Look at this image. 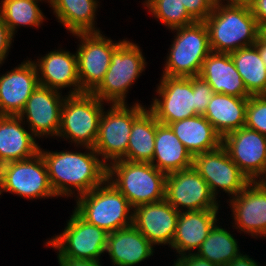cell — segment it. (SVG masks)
Instances as JSON below:
<instances>
[{
  "label": "cell",
  "mask_w": 266,
  "mask_h": 266,
  "mask_svg": "<svg viewBox=\"0 0 266 266\" xmlns=\"http://www.w3.org/2000/svg\"><path fill=\"white\" fill-rule=\"evenodd\" d=\"M2 192L14 193L28 199L57 197L39 152L32 158L0 166V195Z\"/></svg>",
  "instance_id": "cell-11"
},
{
  "label": "cell",
  "mask_w": 266,
  "mask_h": 266,
  "mask_svg": "<svg viewBox=\"0 0 266 266\" xmlns=\"http://www.w3.org/2000/svg\"><path fill=\"white\" fill-rule=\"evenodd\" d=\"M13 35L8 29L7 25L0 16V65L4 63V60L8 56L9 48L11 46Z\"/></svg>",
  "instance_id": "cell-36"
},
{
  "label": "cell",
  "mask_w": 266,
  "mask_h": 266,
  "mask_svg": "<svg viewBox=\"0 0 266 266\" xmlns=\"http://www.w3.org/2000/svg\"><path fill=\"white\" fill-rule=\"evenodd\" d=\"M60 266H102L99 260L58 258Z\"/></svg>",
  "instance_id": "cell-39"
},
{
  "label": "cell",
  "mask_w": 266,
  "mask_h": 266,
  "mask_svg": "<svg viewBox=\"0 0 266 266\" xmlns=\"http://www.w3.org/2000/svg\"><path fill=\"white\" fill-rule=\"evenodd\" d=\"M262 176V177H261ZM264 177V178H263ZM256 182L264 187H266V167L263 171V173L260 175L259 180H256Z\"/></svg>",
  "instance_id": "cell-44"
},
{
  "label": "cell",
  "mask_w": 266,
  "mask_h": 266,
  "mask_svg": "<svg viewBox=\"0 0 266 266\" xmlns=\"http://www.w3.org/2000/svg\"><path fill=\"white\" fill-rule=\"evenodd\" d=\"M177 32H176V31ZM176 32L162 76H199L203 61L212 52L209 33L204 21L171 29Z\"/></svg>",
  "instance_id": "cell-6"
},
{
  "label": "cell",
  "mask_w": 266,
  "mask_h": 266,
  "mask_svg": "<svg viewBox=\"0 0 266 266\" xmlns=\"http://www.w3.org/2000/svg\"><path fill=\"white\" fill-rule=\"evenodd\" d=\"M218 2L226 1L224 2L226 5H231V6H246V7H251L255 0H216Z\"/></svg>",
  "instance_id": "cell-41"
},
{
  "label": "cell",
  "mask_w": 266,
  "mask_h": 266,
  "mask_svg": "<svg viewBox=\"0 0 266 266\" xmlns=\"http://www.w3.org/2000/svg\"><path fill=\"white\" fill-rule=\"evenodd\" d=\"M151 164L166 174L193 166V156L180 142L170 126L162 124L158 120Z\"/></svg>",
  "instance_id": "cell-26"
},
{
  "label": "cell",
  "mask_w": 266,
  "mask_h": 266,
  "mask_svg": "<svg viewBox=\"0 0 266 266\" xmlns=\"http://www.w3.org/2000/svg\"><path fill=\"white\" fill-rule=\"evenodd\" d=\"M112 104L103 111L99 121L98 136L94 150L108 165L117 160H126L129 137L133 121L146 109L140 103Z\"/></svg>",
  "instance_id": "cell-9"
},
{
  "label": "cell",
  "mask_w": 266,
  "mask_h": 266,
  "mask_svg": "<svg viewBox=\"0 0 266 266\" xmlns=\"http://www.w3.org/2000/svg\"><path fill=\"white\" fill-rule=\"evenodd\" d=\"M258 37L266 42V23H261L259 24V32H258Z\"/></svg>",
  "instance_id": "cell-43"
},
{
  "label": "cell",
  "mask_w": 266,
  "mask_h": 266,
  "mask_svg": "<svg viewBox=\"0 0 266 266\" xmlns=\"http://www.w3.org/2000/svg\"><path fill=\"white\" fill-rule=\"evenodd\" d=\"M58 22L72 34L100 32L95 28L97 0H50Z\"/></svg>",
  "instance_id": "cell-28"
},
{
  "label": "cell",
  "mask_w": 266,
  "mask_h": 266,
  "mask_svg": "<svg viewBox=\"0 0 266 266\" xmlns=\"http://www.w3.org/2000/svg\"><path fill=\"white\" fill-rule=\"evenodd\" d=\"M156 128L157 119L153 112L146 108L133 121L126 153L127 161L151 163L154 155Z\"/></svg>",
  "instance_id": "cell-29"
},
{
  "label": "cell",
  "mask_w": 266,
  "mask_h": 266,
  "mask_svg": "<svg viewBox=\"0 0 266 266\" xmlns=\"http://www.w3.org/2000/svg\"><path fill=\"white\" fill-rule=\"evenodd\" d=\"M0 76V115L18 116L39 85L36 65L26 60Z\"/></svg>",
  "instance_id": "cell-19"
},
{
  "label": "cell",
  "mask_w": 266,
  "mask_h": 266,
  "mask_svg": "<svg viewBox=\"0 0 266 266\" xmlns=\"http://www.w3.org/2000/svg\"><path fill=\"white\" fill-rule=\"evenodd\" d=\"M166 175L151 163L117 160L107 165V180L133 208L164 200Z\"/></svg>",
  "instance_id": "cell-4"
},
{
  "label": "cell",
  "mask_w": 266,
  "mask_h": 266,
  "mask_svg": "<svg viewBox=\"0 0 266 266\" xmlns=\"http://www.w3.org/2000/svg\"><path fill=\"white\" fill-rule=\"evenodd\" d=\"M199 76L214 93H223L238 98H249L241 75L235 68L230 53L211 52L203 61Z\"/></svg>",
  "instance_id": "cell-22"
},
{
  "label": "cell",
  "mask_w": 266,
  "mask_h": 266,
  "mask_svg": "<svg viewBox=\"0 0 266 266\" xmlns=\"http://www.w3.org/2000/svg\"><path fill=\"white\" fill-rule=\"evenodd\" d=\"M174 263L177 266H220L214 263H211L207 259L201 258L195 253L183 255L178 257Z\"/></svg>",
  "instance_id": "cell-37"
},
{
  "label": "cell",
  "mask_w": 266,
  "mask_h": 266,
  "mask_svg": "<svg viewBox=\"0 0 266 266\" xmlns=\"http://www.w3.org/2000/svg\"><path fill=\"white\" fill-rule=\"evenodd\" d=\"M160 80L156 92L161 98L155 97L149 108L160 123L169 125L195 115H204L214 91L200 76H162Z\"/></svg>",
  "instance_id": "cell-2"
},
{
  "label": "cell",
  "mask_w": 266,
  "mask_h": 266,
  "mask_svg": "<svg viewBox=\"0 0 266 266\" xmlns=\"http://www.w3.org/2000/svg\"><path fill=\"white\" fill-rule=\"evenodd\" d=\"M250 8L258 25L266 23V0H255L254 4Z\"/></svg>",
  "instance_id": "cell-38"
},
{
  "label": "cell",
  "mask_w": 266,
  "mask_h": 266,
  "mask_svg": "<svg viewBox=\"0 0 266 266\" xmlns=\"http://www.w3.org/2000/svg\"><path fill=\"white\" fill-rule=\"evenodd\" d=\"M222 146L250 181L258 180L266 167V136L242 127L223 136Z\"/></svg>",
  "instance_id": "cell-15"
},
{
  "label": "cell",
  "mask_w": 266,
  "mask_h": 266,
  "mask_svg": "<svg viewBox=\"0 0 266 266\" xmlns=\"http://www.w3.org/2000/svg\"><path fill=\"white\" fill-rule=\"evenodd\" d=\"M169 126L193 157L222 145L221 135L203 115L175 121Z\"/></svg>",
  "instance_id": "cell-25"
},
{
  "label": "cell",
  "mask_w": 266,
  "mask_h": 266,
  "mask_svg": "<svg viewBox=\"0 0 266 266\" xmlns=\"http://www.w3.org/2000/svg\"><path fill=\"white\" fill-rule=\"evenodd\" d=\"M145 67V57L139 46L125 39L113 51L103 81L92 94L109 104H127V92Z\"/></svg>",
  "instance_id": "cell-7"
},
{
  "label": "cell",
  "mask_w": 266,
  "mask_h": 266,
  "mask_svg": "<svg viewBox=\"0 0 266 266\" xmlns=\"http://www.w3.org/2000/svg\"><path fill=\"white\" fill-rule=\"evenodd\" d=\"M61 91L38 85L18 115L28 122L32 134L40 138L57 136L61 125V110L65 100ZM62 96V97H61Z\"/></svg>",
  "instance_id": "cell-16"
},
{
  "label": "cell",
  "mask_w": 266,
  "mask_h": 266,
  "mask_svg": "<svg viewBox=\"0 0 266 266\" xmlns=\"http://www.w3.org/2000/svg\"><path fill=\"white\" fill-rule=\"evenodd\" d=\"M134 226L108 234L106 250L115 266H134L153 256L154 248Z\"/></svg>",
  "instance_id": "cell-24"
},
{
  "label": "cell",
  "mask_w": 266,
  "mask_h": 266,
  "mask_svg": "<svg viewBox=\"0 0 266 266\" xmlns=\"http://www.w3.org/2000/svg\"><path fill=\"white\" fill-rule=\"evenodd\" d=\"M219 209L180 212L176 232L171 248L180 256L191 254L199 249L202 242L208 237L211 229L217 223ZM188 251V252H187Z\"/></svg>",
  "instance_id": "cell-21"
},
{
  "label": "cell",
  "mask_w": 266,
  "mask_h": 266,
  "mask_svg": "<svg viewBox=\"0 0 266 266\" xmlns=\"http://www.w3.org/2000/svg\"><path fill=\"white\" fill-rule=\"evenodd\" d=\"M39 1L44 0H2L0 16L7 25L11 34L15 36V31L19 26H41L45 15H43ZM48 3L50 0H47Z\"/></svg>",
  "instance_id": "cell-32"
},
{
  "label": "cell",
  "mask_w": 266,
  "mask_h": 266,
  "mask_svg": "<svg viewBox=\"0 0 266 266\" xmlns=\"http://www.w3.org/2000/svg\"><path fill=\"white\" fill-rule=\"evenodd\" d=\"M108 234L74 210L64 231L45 244L59 251L57 258L100 260L106 250Z\"/></svg>",
  "instance_id": "cell-10"
},
{
  "label": "cell",
  "mask_w": 266,
  "mask_h": 266,
  "mask_svg": "<svg viewBox=\"0 0 266 266\" xmlns=\"http://www.w3.org/2000/svg\"><path fill=\"white\" fill-rule=\"evenodd\" d=\"M76 198L77 206L74 210L88 223L108 233L133 225L134 208L107 179L98 187Z\"/></svg>",
  "instance_id": "cell-5"
},
{
  "label": "cell",
  "mask_w": 266,
  "mask_h": 266,
  "mask_svg": "<svg viewBox=\"0 0 266 266\" xmlns=\"http://www.w3.org/2000/svg\"><path fill=\"white\" fill-rule=\"evenodd\" d=\"M229 200L235 229L252 237H266V187L251 181Z\"/></svg>",
  "instance_id": "cell-18"
},
{
  "label": "cell",
  "mask_w": 266,
  "mask_h": 266,
  "mask_svg": "<svg viewBox=\"0 0 266 266\" xmlns=\"http://www.w3.org/2000/svg\"><path fill=\"white\" fill-rule=\"evenodd\" d=\"M254 46L258 49L261 59L265 62L266 65V42L262 41L259 37Z\"/></svg>",
  "instance_id": "cell-42"
},
{
  "label": "cell",
  "mask_w": 266,
  "mask_h": 266,
  "mask_svg": "<svg viewBox=\"0 0 266 266\" xmlns=\"http://www.w3.org/2000/svg\"><path fill=\"white\" fill-rule=\"evenodd\" d=\"M85 149H88L87 153L67 150L48 152L39 148L46 164L50 184L57 197H69L75 193L74 191L80 196L107 179V165L98 158L99 154L93 147L85 146Z\"/></svg>",
  "instance_id": "cell-1"
},
{
  "label": "cell",
  "mask_w": 266,
  "mask_h": 266,
  "mask_svg": "<svg viewBox=\"0 0 266 266\" xmlns=\"http://www.w3.org/2000/svg\"><path fill=\"white\" fill-rule=\"evenodd\" d=\"M133 212V225L151 244L171 247L180 212L166 199L139 205Z\"/></svg>",
  "instance_id": "cell-17"
},
{
  "label": "cell",
  "mask_w": 266,
  "mask_h": 266,
  "mask_svg": "<svg viewBox=\"0 0 266 266\" xmlns=\"http://www.w3.org/2000/svg\"><path fill=\"white\" fill-rule=\"evenodd\" d=\"M226 266H260L255 262L254 259L250 258L247 254H240L238 257L234 258Z\"/></svg>",
  "instance_id": "cell-40"
},
{
  "label": "cell",
  "mask_w": 266,
  "mask_h": 266,
  "mask_svg": "<svg viewBox=\"0 0 266 266\" xmlns=\"http://www.w3.org/2000/svg\"><path fill=\"white\" fill-rule=\"evenodd\" d=\"M193 167L207 182L216 199L219 188L234 197L251 182L231 160L222 145L217 149L195 155Z\"/></svg>",
  "instance_id": "cell-14"
},
{
  "label": "cell",
  "mask_w": 266,
  "mask_h": 266,
  "mask_svg": "<svg viewBox=\"0 0 266 266\" xmlns=\"http://www.w3.org/2000/svg\"><path fill=\"white\" fill-rule=\"evenodd\" d=\"M247 104L248 98L214 93L203 116L223 137L245 127Z\"/></svg>",
  "instance_id": "cell-27"
},
{
  "label": "cell",
  "mask_w": 266,
  "mask_h": 266,
  "mask_svg": "<svg viewBox=\"0 0 266 266\" xmlns=\"http://www.w3.org/2000/svg\"><path fill=\"white\" fill-rule=\"evenodd\" d=\"M165 199L179 212L219 209L220 206L193 166L166 175Z\"/></svg>",
  "instance_id": "cell-13"
},
{
  "label": "cell",
  "mask_w": 266,
  "mask_h": 266,
  "mask_svg": "<svg viewBox=\"0 0 266 266\" xmlns=\"http://www.w3.org/2000/svg\"><path fill=\"white\" fill-rule=\"evenodd\" d=\"M151 14L168 29L188 26L196 21L188 14L181 0H145Z\"/></svg>",
  "instance_id": "cell-33"
},
{
  "label": "cell",
  "mask_w": 266,
  "mask_h": 266,
  "mask_svg": "<svg viewBox=\"0 0 266 266\" xmlns=\"http://www.w3.org/2000/svg\"><path fill=\"white\" fill-rule=\"evenodd\" d=\"M34 61L39 85L54 90L70 88L69 95L82 93L78 78L77 54L66 50L50 51L44 57Z\"/></svg>",
  "instance_id": "cell-20"
},
{
  "label": "cell",
  "mask_w": 266,
  "mask_h": 266,
  "mask_svg": "<svg viewBox=\"0 0 266 266\" xmlns=\"http://www.w3.org/2000/svg\"><path fill=\"white\" fill-rule=\"evenodd\" d=\"M181 2L195 21H204L213 11L216 0H181Z\"/></svg>",
  "instance_id": "cell-35"
},
{
  "label": "cell",
  "mask_w": 266,
  "mask_h": 266,
  "mask_svg": "<svg viewBox=\"0 0 266 266\" xmlns=\"http://www.w3.org/2000/svg\"><path fill=\"white\" fill-rule=\"evenodd\" d=\"M223 4L216 1L213 11L204 20L211 51L231 53L253 46L258 39L259 25L251 8Z\"/></svg>",
  "instance_id": "cell-3"
},
{
  "label": "cell",
  "mask_w": 266,
  "mask_h": 266,
  "mask_svg": "<svg viewBox=\"0 0 266 266\" xmlns=\"http://www.w3.org/2000/svg\"><path fill=\"white\" fill-rule=\"evenodd\" d=\"M245 127L266 136V95L248 98Z\"/></svg>",
  "instance_id": "cell-34"
},
{
  "label": "cell",
  "mask_w": 266,
  "mask_h": 266,
  "mask_svg": "<svg viewBox=\"0 0 266 266\" xmlns=\"http://www.w3.org/2000/svg\"><path fill=\"white\" fill-rule=\"evenodd\" d=\"M238 248V242L230 231L221 228L216 223L208 237L202 242L197 252L194 253L211 263L226 266L241 254Z\"/></svg>",
  "instance_id": "cell-31"
},
{
  "label": "cell",
  "mask_w": 266,
  "mask_h": 266,
  "mask_svg": "<svg viewBox=\"0 0 266 266\" xmlns=\"http://www.w3.org/2000/svg\"><path fill=\"white\" fill-rule=\"evenodd\" d=\"M19 116L0 115V166L34 157L40 146L31 131L25 130Z\"/></svg>",
  "instance_id": "cell-23"
},
{
  "label": "cell",
  "mask_w": 266,
  "mask_h": 266,
  "mask_svg": "<svg viewBox=\"0 0 266 266\" xmlns=\"http://www.w3.org/2000/svg\"><path fill=\"white\" fill-rule=\"evenodd\" d=\"M81 39L77 54L78 78L82 93H92L103 81L111 63L113 51L125 40L117 43L101 32L75 33Z\"/></svg>",
  "instance_id": "cell-12"
},
{
  "label": "cell",
  "mask_w": 266,
  "mask_h": 266,
  "mask_svg": "<svg viewBox=\"0 0 266 266\" xmlns=\"http://www.w3.org/2000/svg\"><path fill=\"white\" fill-rule=\"evenodd\" d=\"M104 101L92 93L66 95L57 137L70 139L77 146L94 147Z\"/></svg>",
  "instance_id": "cell-8"
},
{
  "label": "cell",
  "mask_w": 266,
  "mask_h": 266,
  "mask_svg": "<svg viewBox=\"0 0 266 266\" xmlns=\"http://www.w3.org/2000/svg\"><path fill=\"white\" fill-rule=\"evenodd\" d=\"M230 57L250 95H266V65L253 45L231 52Z\"/></svg>",
  "instance_id": "cell-30"
}]
</instances>
